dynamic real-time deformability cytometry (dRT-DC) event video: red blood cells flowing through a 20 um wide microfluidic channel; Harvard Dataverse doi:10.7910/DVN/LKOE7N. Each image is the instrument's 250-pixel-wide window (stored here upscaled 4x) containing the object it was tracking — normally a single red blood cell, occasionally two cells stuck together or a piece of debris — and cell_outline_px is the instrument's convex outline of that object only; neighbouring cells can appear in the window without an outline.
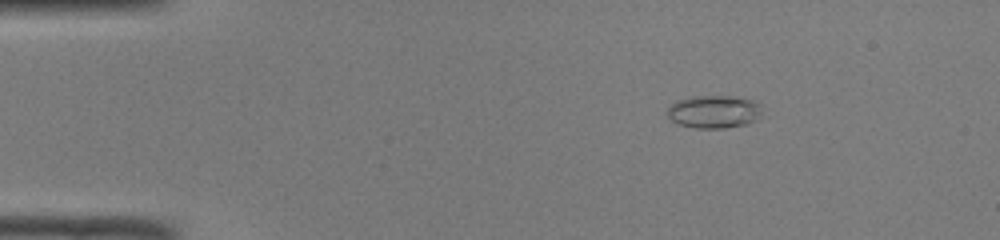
{"species": "common noctule bat (a hibernating species)", "species_latin": "Nyctalus noctula", "temperature_condition": "room temperature", "stored_images_in_passage": 43, "camera_frame_rate_fps": 3000, "um_per_image_px": 0.085, "animal": {"sex": "male", "body_mass_g": 19.0, "forearm_length_mm": 50.8}, "frame": {"image": 1, "passage_image": 1, "time_ms": 0.0, "image_size_px": [1000, 240], "cell_outline_px": [[760, 104], [756, 120], [748, 124], [724, 128], [696, 128], [676, 124], [664, 112], [676, 100], [692, 96], [728, 96], [752, 100]], "centroid_in_image_um": [60.61, 9.5], "position_along_channel_um": 24.4, "area_um2": 18.09}}
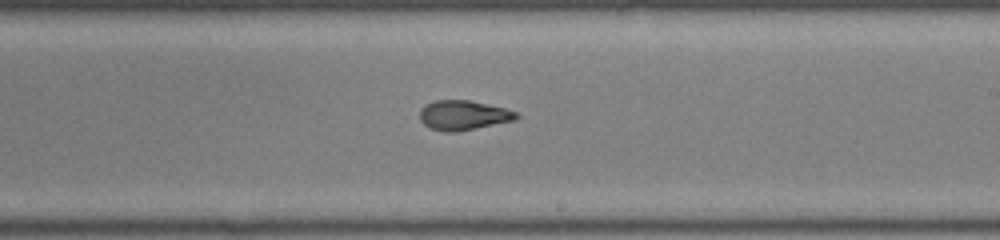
{"frame": {"image": 2, "passage_image": 23, "time_ms": 7.333, "image_size_px": [1000, 240], "cell_outline_px": [[520, 116], [516, 120], [456, 132], [444, 132], [432, 128], [424, 124], [420, 120], [420, 108], [436, 100], [468, 100], [504, 108], [516, 112]], "centroid_in_image_um": [39.39, 9.8], "position_along_channel_um": 249.6, "area_um2": 16.53}}
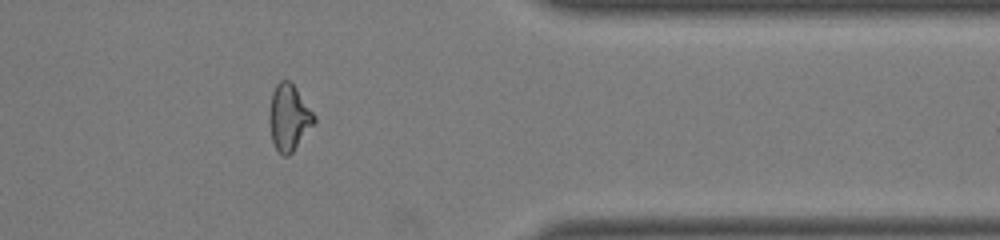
{"frame": {"image": 3, "passage_image": 34, "time_ms": 11.0, "image_size_px": [1000, 240], "cell_outline_px": [[316, 120], [292, 152], [288, 156], [284, 156], [276, 148], [272, 140], [268, 116], [268, 112], [272, 92], [276, 84], [280, 80], [288, 80], [296, 88], [316, 116]], "centroid_in_image_um": [24.53, 9.96], "position_along_channel_um": 386.9, "area_um2": 17.11}, "authors_computed_cell_mechanics": {"area_um2": 16.8776, "velocity_mm_per_s": 4.1187, "shape_relaxation_time_tau1_ms": 6.4371, "shape_relaxation_time_tau2_ms": 1.5576, "deformation_change_tau1": 0.2116, "deformation_change_tau2": 0.0676}}